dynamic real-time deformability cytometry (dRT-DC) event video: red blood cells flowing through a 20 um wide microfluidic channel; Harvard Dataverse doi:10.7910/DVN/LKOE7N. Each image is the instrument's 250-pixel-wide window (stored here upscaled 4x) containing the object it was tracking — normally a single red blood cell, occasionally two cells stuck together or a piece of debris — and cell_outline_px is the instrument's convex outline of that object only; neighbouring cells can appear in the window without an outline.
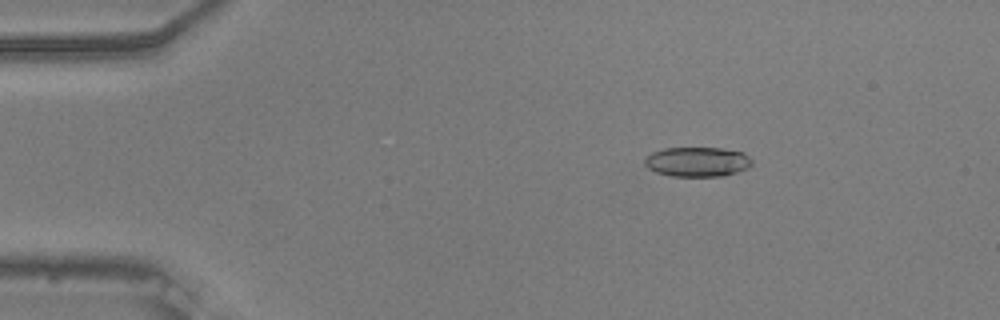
{"species": "common noctule bat (a hibernating species)", "species_latin": "Nyctalus noctula", "temperature_condition": "warm", "stored_images_in_passage": 54, "camera_frame_rate_fps": 3000, "um_per_image_px": 0.085, "animal": {"sex": "male", "body_mass_g": 20.5, "forearm_length_mm": 52.5}, "frame": {"image": 1, "passage_image": 9, "time_ms": 2.667, "image_size_px": [1000, 320], "cell_outline_px": [[752, 164], [748, 168], [724, 176], [672, 176], [656, 172], [648, 168], [644, 164], [644, 160], [652, 152], [664, 148], [720, 148], [744, 152], [752, 160]], "centroid_in_image_um": [59.28, 13.75], "position_along_channel_um": 25.7, "area_um2": 18.55}}
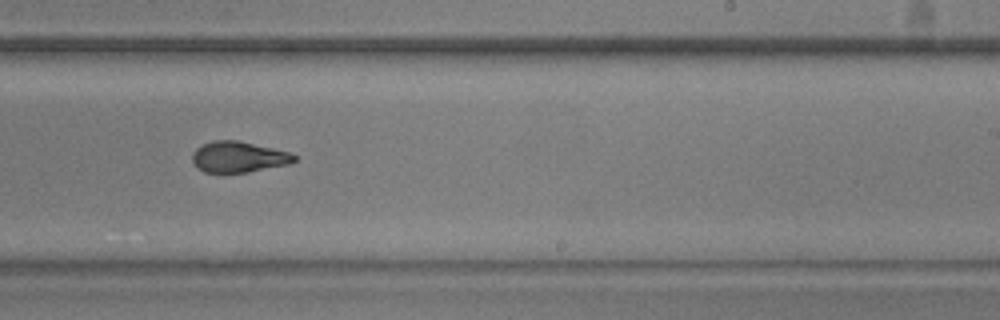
{"frame": {"image": 2, "passage_image": 34, "time_ms": 11.0, "image_size_px": [1000, 320], "cell_outline_px": [[296, 160], [288, 164], [248, 172], [204, 172], [196, 168], [192, 160], [192, 152], [196, 148], [212, 140], [236, 140], [272, 148], [288, 152], [296, 156]], "centroid_in_image_um": [20.23, 13.34], "position_along_channel_um": 268.8, "area_um2": 18.21}}
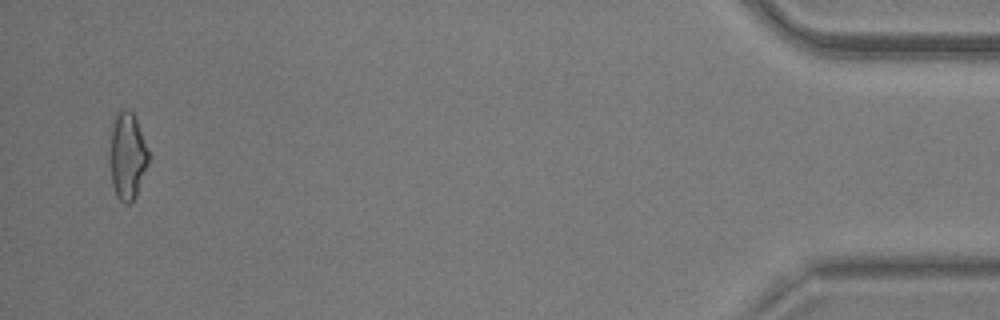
{"frame": {"image": 3, "passage_image": 53, "time_ms": 17.333, "image_size_px": [1000, 320], "cell_outline_px": [[148, 164], [136, 196], [128, 204], [124, 204], [116, 196], [112, 184], [108, 156], [112, 128], [116, 116], [124, 108], [128, 108], [136, 116], [148, 148]], "centroid_in_image_um": [10.82, 13.26], "position_along_channel_um": 424.4, "area_um2": 19.88}, "authors_computed_cell_mechanics": {"area_um2": 18.9873, "velocity_mm_per_s": 3.7465, "shape_relaxation_time_tau1_ms": null, "shape_relaxation_time_tau2_ms": 1.8388, "deformation_change_tau1": null, "deformation_change_tau2": 0.0794}}